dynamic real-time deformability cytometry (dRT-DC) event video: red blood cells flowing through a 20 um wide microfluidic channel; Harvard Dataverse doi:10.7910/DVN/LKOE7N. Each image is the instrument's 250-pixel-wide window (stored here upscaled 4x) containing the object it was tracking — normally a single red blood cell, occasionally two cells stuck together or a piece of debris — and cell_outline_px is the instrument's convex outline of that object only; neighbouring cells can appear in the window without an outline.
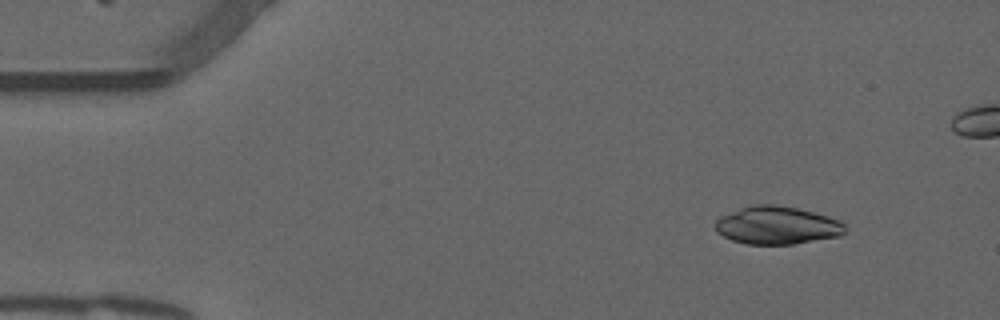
{"species": "common noctule bat (a hibernating species)", "species_latin": "Nyctalus noctula", "temperature_condition": "warm", "stored_images_in_passage": 45, "camera_frame_rate_fps": 3000, "um_per_image_px": 0.085, "animal": {"sex": "male", "forearm_length_mm": 52.5}, "frame": {"image": 1, "passage_image": 2, "time_ms": 0.333, "image_size_px": [1000, 320], "cell_outline_px": [[844, 232], [840, 236], [792, 244], [748, 244], [732, 240], [716, 232], [716, 220], [720, 216], [740, 208], [752, 204], [776, 204], [796, 208], [812, 212], [840, 220], [844, 224]], "centroid_in_image_um": [66.02, 19.15], "position_along_channel_um": 19.0, "area_um2": 28.5}}